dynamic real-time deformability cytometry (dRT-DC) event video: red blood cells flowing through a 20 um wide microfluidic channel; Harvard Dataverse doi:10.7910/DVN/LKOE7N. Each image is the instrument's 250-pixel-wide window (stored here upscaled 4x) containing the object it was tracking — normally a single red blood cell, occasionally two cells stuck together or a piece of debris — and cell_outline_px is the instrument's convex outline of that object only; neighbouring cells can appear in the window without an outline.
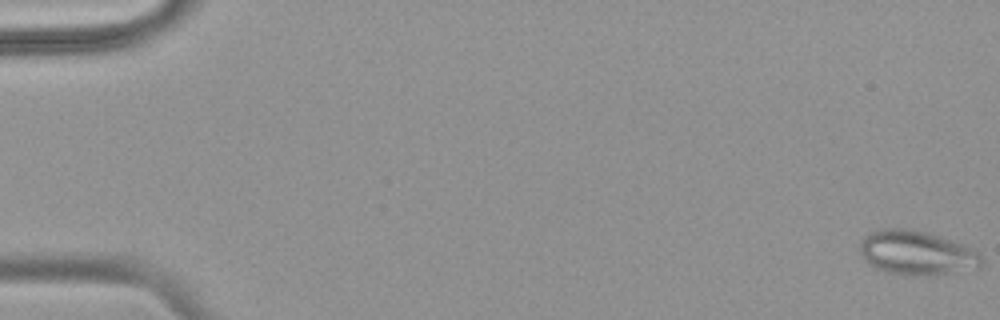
{"species": "common noctule bat (a hibernating species)", "species_latin": "Nyctalus noctula", "temperature_condition": "warm", "stored_images_in_passage": 55, "camera_frame_rate_fps": 3000, "um_per_image_px": 0.085, "animal": {"sex": "female", "body_mass_g": 18.4}, "frame": {"image": 1, "passage_image": 1, "time_ms": 0.0, "image_size_px": [1000, 320], "cell_outline_px": [[984, 260], [980, 264], [948, 272], [912, 276], [900, 276], [876, 268], [868, 264], [864, 260], [860, 252], [860, 240], [868, 232], [880, 228], [912, 228], [928, 232], [964, 244], [976, 252]], "centroid_in_image_um": [77.78, 21.45], "position_along_channel_um": 7.2, "area_um2": 31.15}}
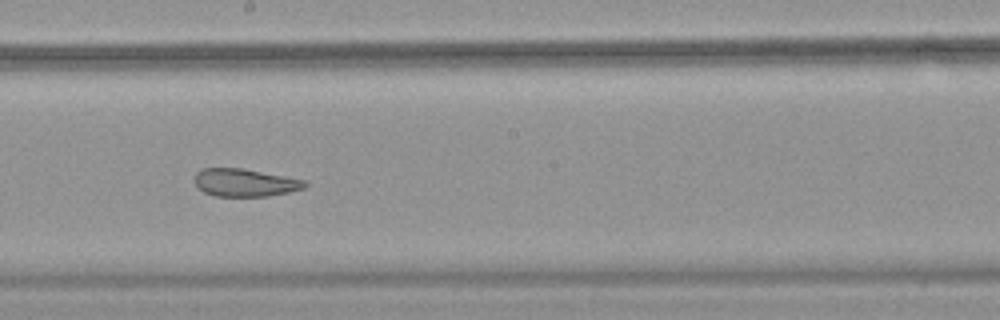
{"frame": {"image": 2, "passage_image": 31, "time_ms": 10.0, "image_size_px": [1000, 320], "cell_outline_px": [[308, 184], [304, 188], [288, 192], [268, 196], [216, 196], [204, 192], [196, 184], [196, 172], [204, 168], [240, 168], [304, 180]], "centroid_in_image_um": [20.82, 15.53], "position_along_channel_um": 227.4, "area_um2": 17.46}}
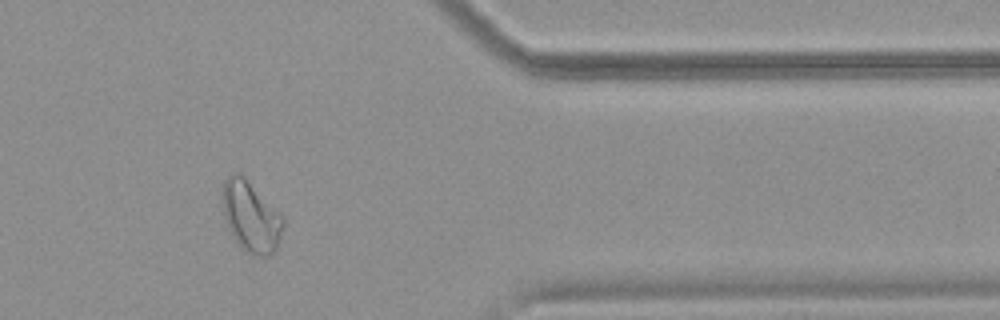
{"frame": {"image": 3, "passage_image": 45, "time_ms": 14.667, "image_size_px": [1000, 320], "cell_outline_px": [[284, 220], [280, 236], [276, 248], [268, 256], [252, 256], [236, 240], [224, 216], [224, 180], [232, 172], [240, 172], [244, 176]], "centroid_in_image_um": [21.32, 18.41], "position_along_channel_um": 390.1, "area_um2": 23.81}, "authors_computed_cell_mechanics": {"area_um2": 25.0852, "velocity_mm_per_s": 3.8299, "shape_relaxation_time_tau1_ms": null, "shape_relaxation_time_tau2_ms": 1.8343, "deformation_change_tau1": null, "deformation_change_tau2": 0.0923}}